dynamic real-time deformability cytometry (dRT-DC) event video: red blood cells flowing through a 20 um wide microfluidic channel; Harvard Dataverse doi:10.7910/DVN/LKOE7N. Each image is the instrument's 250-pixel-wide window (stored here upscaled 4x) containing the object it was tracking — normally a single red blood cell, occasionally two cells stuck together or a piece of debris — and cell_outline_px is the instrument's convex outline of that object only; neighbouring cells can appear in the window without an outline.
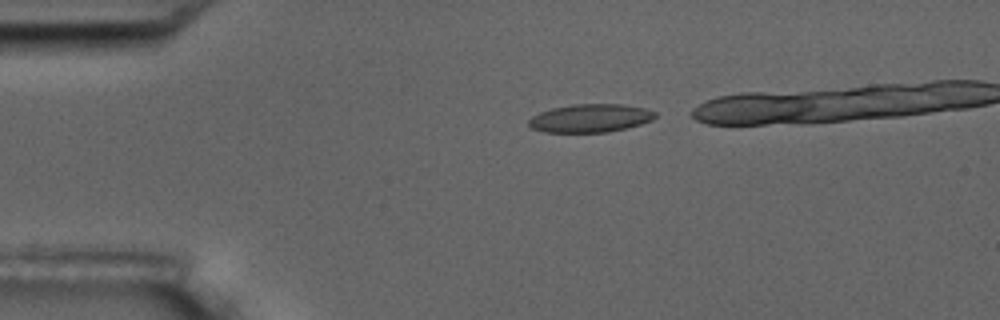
{"species": "common noctule bat (a hibernating species)", "species_latin": "Nyctalus noctula", "temperature_condition": "room temperature", "stored_images_in_passage": 8, "camera_frame_rate_fps": 3000, "um_per_image_px": 0.085, "animal": {"sex": "male", "body_mass_g": 17.5, "forearm_length_mm": 52.3}, "frame": {"image": 1, "passage_image": 1, "time_ms": 0.0, "image_size_px": [1000, 320], "cell_outline_px": [[656, 116], [652, 120], [640, 124], [608, 132], [544, 132], [532, 128], [528, 124], [528, 120], [532, 116], [540, 112], [552, 108], [572, 104], [620, 104], [644, 108], [656, 112]], "centroid_in_image_um": [50.15, 10.04], "position_along_channel_um": 34.8, "area_um2": 20.69}}